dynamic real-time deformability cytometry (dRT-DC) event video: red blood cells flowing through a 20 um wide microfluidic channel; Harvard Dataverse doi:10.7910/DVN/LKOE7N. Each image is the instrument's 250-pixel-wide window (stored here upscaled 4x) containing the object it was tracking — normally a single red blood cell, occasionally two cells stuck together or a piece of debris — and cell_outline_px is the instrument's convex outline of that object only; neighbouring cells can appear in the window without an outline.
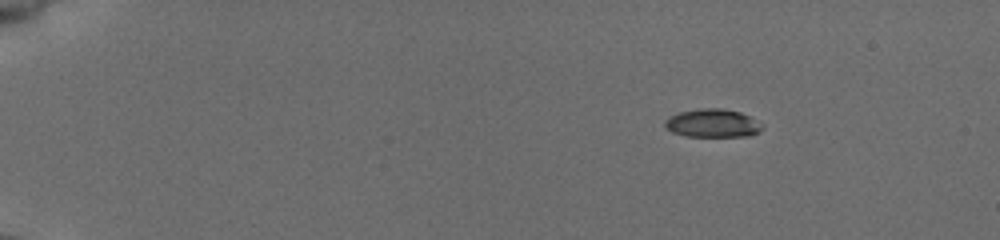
{"species": "common noctule bat (a hibernating species)", "species_latin": "Nyctalus noctula", "temperature_condition": "cold", "stored_images_in_passage": 47, "camera_frame_rate_fps": 3000, "um_per_image_px": 0.085, "animal": {"sex": "female", "body_mass_g": 19.5, "forearm_length_mm": 54.1}, "frame": {"image": 1, "passage_image": 1, "time_ms": 0.0, "image_size_px": [1000, 240], "cell_outline_px": [[764, 128], [760, 132], [748, 136], [684, 136], [672, 132], [664, 128], [664, 120], [668, 116], [680, 112], [700, 108], [724, 108], [740, 112], [764, 124]], "centroid_in_image_um": [60.56, 10.47], "position_along_channel_um": 24.4, "area_um2": 16.3}}
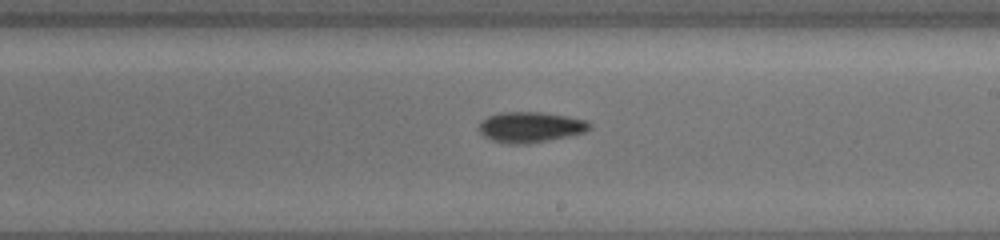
{"frame": {"image": 2, "passage_image": 27, "time_ms": 8.667, "image_size_px": [1000, 240], "cell_outline_px": [[592, 128], [584, 132], [568, 136], [528, 144], [504, 144], [492, 140], [484, 136], [480, 132], [480, 120], [488, 116], [500, 112], [540, 112], [588, 120], [592, 124]], "centroid_in_image_um": [45.08, 10.81], "position_along_channel_um": 243.9, "area_um2": 19.77}}
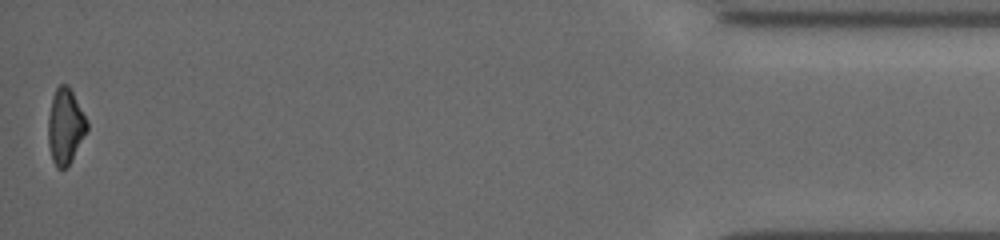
{"frame": {"image": 3, "passage_image": 47, "time_ms": 15.333, "image_size_px": [1000, 240], "cell_outline_px": [[88, 128], [72, 160], [64, 168], [56, 168], [52, 160], [48, 144], [48, 116], [52, 96], [56, 88], [60, 84], [68, 84], [88, 120]], "centroid_in_image_um": [5.54, 10.71], "position_along_channel_um": 429.7, "area_um2": 17.17}, "authors_computed_cell_mechanics": {"area_um2": 18.207, "velocity_mm_per_s": 3.9011, "shape_relaxation_time_tau1_ms": 3.5801, "shape_relaxation_time_tau2_ms": 8.4613, "deformation_change_tau1": 0.1384, "deformation_change_tau2": 0.1713}}